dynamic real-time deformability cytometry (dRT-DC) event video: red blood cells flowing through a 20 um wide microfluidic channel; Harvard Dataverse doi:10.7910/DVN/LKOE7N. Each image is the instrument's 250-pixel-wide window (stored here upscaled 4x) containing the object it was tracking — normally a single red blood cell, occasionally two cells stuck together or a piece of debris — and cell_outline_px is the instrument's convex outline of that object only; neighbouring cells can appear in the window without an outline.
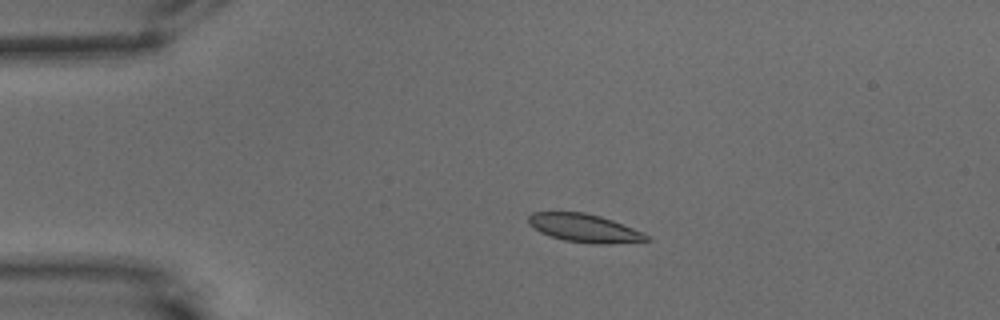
{"species": "common noctule bat (a hibernating species)", "species_latin": "Nyctalus noctula", "temperature_condition": "warm", "stored_images_in_passage": 46, "camera_frame_rate_fps": 3000, "um_per_image_px": 0.085, "animal": {"sex": "male", "body_mass_g": 15.6}, "frame": {"image": 1, "passage_image": 1, "time_ms": 0.0, "image_size_px": [1000, 320], "cell_outline_px": [[652, 240], [608, 244], [592, 244], [564, 240], [540, 232], [528, 224], [528, 216], [532, 212], [584, 212], [600, 216], [612, 220], [644, 232]], "centroid_in_image_um": [49.68, 19.39], "position_along_channel_um": 35.3, "area_um2": 19.42}}
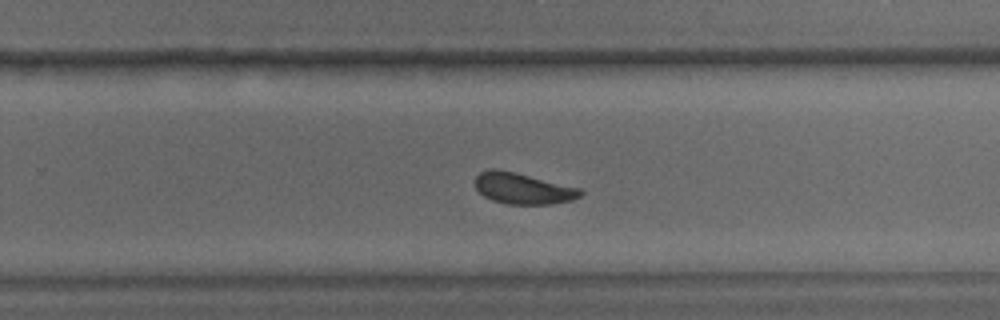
{"frame": {"image": 2, "passage_image": 26, "time_ms": 8.333, "image_size_px": [1000, 320], "cell_outline_px": [[584, 192], [580, 196], [572, 200], [552, 204], [508, 204], [492, 200], [484, 196], [476, 188], [472, 180], [480, 172], [492, 168], [496, 168], [516, 172], [580, 188]], "centroid_in_image_um": [44.42, 16.01], "position_along_channel_um": 285.4, "area_um2": 19.25}}
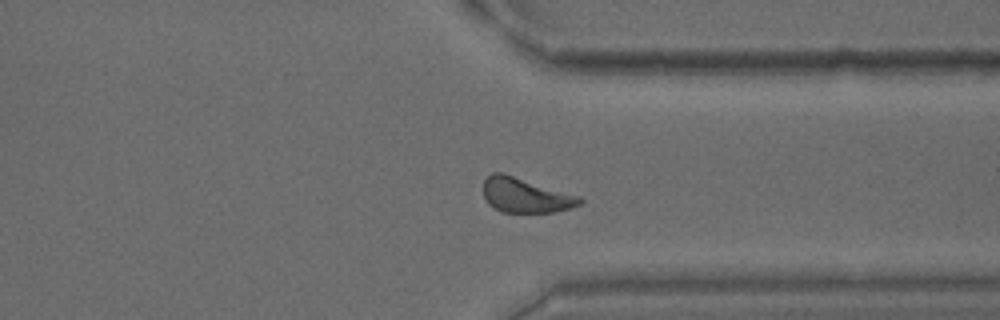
{"frame": {"image": 3, "passage_image": 33, "time_ms": 10.667, "image_size_px": [1000, 320], "cell_outline_px": [[584, 200], [580, 204], [568, 208], [552, 212], [500, 212], [492, 208], [488, 204], [484, 196], [484, 180], [492, 172], [504, 172], [580, 196]], "centroid_in_image_um": [44.64, 16.58], "position_along_channel_um": 366.8, "area_um2": 19.65}, "authors_computed_cell_mechanics": {"area_um2": 19.4208, "velocity_mm_per_s": 3.4922, "shape_relaxation_time_tau1_ms": 4.2392, "shape_relaxation_time_tau2_ms": 2.5075, "deformation_change_tau1": 0.1339, "deformation_change_tau2": 0.0707}}